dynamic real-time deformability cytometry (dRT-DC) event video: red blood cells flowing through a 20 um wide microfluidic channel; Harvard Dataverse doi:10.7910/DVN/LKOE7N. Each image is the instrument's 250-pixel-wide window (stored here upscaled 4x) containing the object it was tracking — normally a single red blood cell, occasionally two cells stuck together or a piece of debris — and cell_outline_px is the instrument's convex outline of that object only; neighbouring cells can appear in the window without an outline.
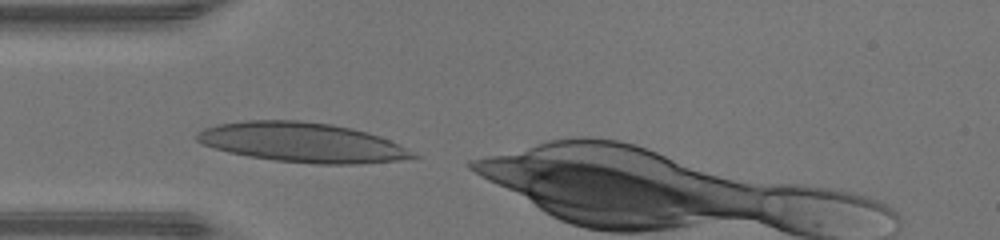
{"species": "human", "species_latin": "Homo sapiens", "temperature_condition": "warm", "stored_images_in_passage": 26, "camera_frame_rate_fps": 3000, "um_per_image_px": 0.085, "donor": {"sex": "male"}, "frame": {"image": 1, "passage_image": 1, "time_ms": 0.0, "image_size_px": [1000, 240], "cell_outline_px": [[420, 156], [400, 160], [356, 164], [316, 164], [276, 160], [248, 156], [228, 152], [204, 144], [196, 140], [196, 132], [204, 128], [216, 124], [244, 120], [296, 120], [332, 124], [352, 128], [368, 132], [380, 136]], "centroid_in_image_um": [25.64, 12.09], "position_along_channel_um": 59.4, "area_um2": 49.65}}
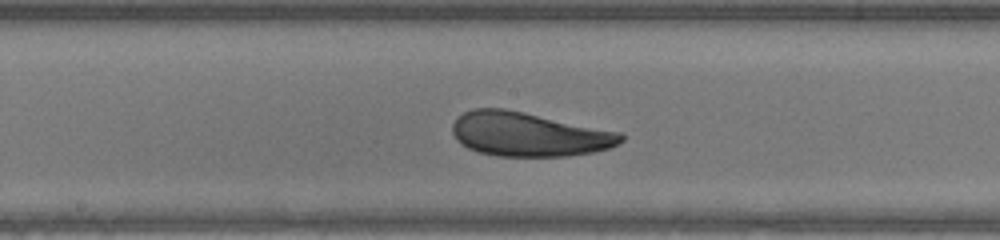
{"frame": {"image": 2, "passage_image": 11, "time_ms": 3.333, "image_size_px": [1000, 240], "cell_outline_px": [[624, 140], [612, 148], [592, 152], [568, 156], [496, 156], [476, 152], [460, 144], [456, 140], [452, 132], [452, 124], [456, 116], [472, 108], [504, 108], [524, 112], [620, 132], [624, 136]], "centroid_in_image_um": [44.9, 11.42], "position_along_channel_um": 203.3, "area_um2": 43.64}}
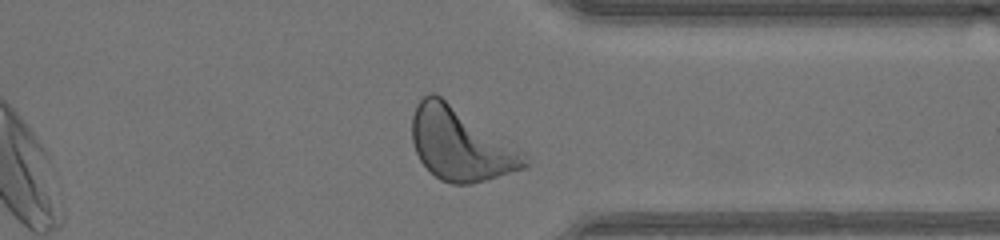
{"frame": {"image": 3, "passage_image": 23, "time_ms": 7.333, "image_size_px": [1000, 240], "cell_outline_px": [[532, 164], [528, 168], [472, 184], [452, 184], [440, 180], [420, 160], [416, 152], [412, 140], [412, 116], [416, 104], [428, 92], [436, 92], [508, 140], [524, 152], [532, 160]], "centroid_in_image_um": [39.2, 12.25], "position_along_channel_um": 372.2, "area_um2": 48.44}, "authors_computed_cell_mechanics": {"area_um2": 43.5523, "velocity_mm_per_s": 4.3432, "shape_relaxation_time_tau1_ms": 3.0702, "shape_relaxation_time_tau2_ms": 2.6229, "deformation_change_tau1": 0.15, "deformation_change_tau2": 0.1169}}